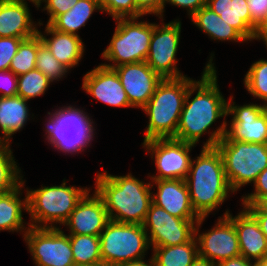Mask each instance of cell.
<instances>
[{
  "label": "cell",
  "mask_w": 267,
  "mask_h": 266,
  "mask_svg": "<svg viewBox=\"0 0 267 266\" xmlns=\"http://www.w3.org/2000/svg\"><path fill=\"white\" fill-rule=\"evenodd\" d=\"M213 56L214 53H211L200 80H195L187 90L175 137L177 140L197 145L200 137L208 131L209 138L203 142V148L216 147L225 136L228 123L227 99L223 97L218 86ZM194 92L195 97L189 100ZM222 117L224 121L221 126L210 132L208 129Z\"/></svg>",
  "instance_id": "1"
},
{
  "label": "cell",
  "mask_w": 267,
  "mask_h": 266,
  "mask_svg": "<svg viewBox=\"0 0 267 266\" xmlns=\"http://www.w3.org/2000/svg\"><path fill=\"white\" fill-rule=\"evenodd\" d=\"M95 191L102 198L112 221L142 225L152 204L151 182L145 183L127 175L99 172Z\"/></svg>",
  "instance_id": "2"
},
{
  "label": "cell",
  "mask_w": 267,
  "mask_h": 266,
  "mask_svg": "<svg viewBox=\"0 0 267 266\" xmlns=\"http://www.w3.org/2000/svg\"><path fill=\"white\" fill-rule=\"evenodd\" d=\"M192 208L199 217H206L233 193L227 181L223 159L216 147L201 148L191 161L185 178Z\"/></svg>",
  "instance_id": "3"
},
{
  "label": "cell",
  "mask_w": 267,
  "mask_h": 266,
  "mask_svg": "<svg viewBox=\"0 0 267 266\" xmlns=\"http://www.w3.org/2000/svg\"><path fill=\"white\" fill-rule=\"evenodd\" d=\"M195 80L165 78L156 87L148 103L142 108L148 116L144 141L156 138H175L189 86Z\"/></svg>",
  "instance_id": "4"
},
{
  "label": "cell",
  "mask_w": 267,
  "mask_h": 266,
  "mask_svg": "<svg viewBox=\"0 0 267 266\" xmlns=\"http://www.w3.org/2000/svg\"><path fill=\"white\" fill-rule=\"evenodd\" d=\"M26 191L27 212L30 214L29 226L58 228L57 223L63 226L77 203L91 189L67 186L64 179L61 185L42 186L34 190L26 188Z\"/></svg>",
  "instance_id": "5"
},
{
  "label": "cell",
  "mask_w": 267,
  "mask_h": 266,
  "mask_svg": "<svg viewBox=\"0 0 267 266\" xmlns=\"http://www.w3.org/2000/svg\"><path fill=\"white\" fill-rule=\"evenodd\" d=\"M47 114L46 140L55 149L68 155L79 154L91 145L95 122L80 107L63 106Z\"/></svg>",
  "instance_id": "6"
},
{
  "label": "cell",
  "mask_w": 267,
  "mask_h": 266,
  "mask_svg": "<svg viewBox=\"0 0 267 266\" xmlns=\"http://www.w3.org/2000/svg\"><path fill=\"white\" fill-rule=\"evenodd\" d=\"M216 148L221 153L225 175L233 193L254 183L267 168V143L220 140Z\"/></svg>",
  "instance_id": "7"
},
{
  "label": "cell",
  "mask_w": 267,
  "mask_h": 266,
  "mask_svg": "<svg viewBox=\"0 0 267 266\" xmlns=\"http://www.w3.org/2000/svg\"><path fill=\"white\" fill-rule=\"evenodd\" d=\"M138 19H115L116 29L109 45L101 54L104 60L113 63L102 65L113 69L122 64L138 63L146 60L154 23L139 21Z\"/></svg>",
  "instance_id": "8"
},
{
  "label": "cell",
  "mask_w": 267,
  "mask_h": 266,
  "mask_svg": "<svg viewBox=\"0 0 267 266\" xmlns=\"http://www.w3.org/2000/svg\"><path fill=\"white\" fill-rule=\"evenodd\" d=\"M102 263L123 265L145 259L150 249L143 225L110 220L99 235Z\"/></svg>",
  "instance_id": "9"
},
{
  "label": "cell",
  "mask_w": 267,
  "mask_h": 266,
  "mask_svg": "<svg viewBox=\"0 0 267 266\" xmlns=\"http://www.w3.org/2000/svg\"><path fill=\"white\" fill-rule=\"evenodd\" d=\"M35 266H75L69 234L59 228L29 226L22 236Z\"/></svg>",
  "instance_id": "10"
},
{
  "label": "cell",
  "mask_w": 267,
  "mask_h": 266,
  "mask_svg": "<svg viewBox=\"0 0 267 266\" xmlns=\"http://www.w3.org/2000/svg\"><path fill=\"white\" fill-rule=\"evenodd\" d=\"M142 145L154 159L158 172L150 180H185L192 161L190 152L196 145L175 138L150 139Z\"/></svg>",
  "instance_id": "11"
},
{
  "label": "cell",
  "mask_w": 267,
  "mask_h": 266,
  "mask_svg": "<svg viewBox=\"0 0 267 266\" xmlns=\"http://www.w3.org/2000/svg\"><path fill=\"white\" fill-rule=\"evenodd\" d=\"M181 35V21L175 19L169 23H154L149 52L145 62L163 79L182 78L178 70L176 53Z\"/></svg>",
  "instance_id": "12"
},
{
  "label": "cell",
  "mask_w": 267,
  "mask_h": 266,
  "mask_svg": "<svg viewBox=\"0 0 267 266\" xmlns=\"http://www.w3.org/2000/svg\"><path fill=\"white\" fill-rule=\"evenodd\" d=\"M198 220L173 216L152 202L142 225L148 235L150 246L154 248L191 241L195 237Z\"/></svg>",
  "instance_id": "13"
},
{
  "label": "cell",
  "mask_w": 267,
  "mask_h": 266,
  "mask_svg": "<svg viewBox=\"0 0 267 266\" xmlns=\"http://www.w3.org/2000/svg\"><path fill=\"white\" fill-rule=\"evenodd\" d=\"M230 97L227 115H232L229 128L221 140H236L249 143H267V106L262 103L236 105Z\"/></svg>",
  "instance_id": "14"
},
{
  "label": "cell",
  "mask_w": 267,
  "mask_h": 266,
  "mask_svg": "<svg viewBox=\"0 0 267 266\" xmlns=\"http://www.w3.org/2000/svg\"><path fill=\"white\" fill-rule=\"evenodd\" d=\"M205 219L206 217H200L195 228L199 256L215 264L241 256L234 223L227 216H219L213 228L199 233Z\"/></svg>",
  "instance_id": "15"
},
{
  "label": "cell",
  "mask_w": 267,
  "mask_h": 266,
  "mask_svg": "<svg viewBox=\"0 0 267 266\" xmlns=\"http://www.w3.org/2000/svg\"><path fill=\"white\" fill-rule=\"evenodd\" d=\"M134 108L142 109L152 97L163 78L145 61L122 64L113 68Z\"/></svg>",
  "instance_id": "16"
},
{
  "label": "cell",
  "mask_w": 267,
  "mask_h": 266,
  "mask_svg": "<svg viewBox=\"0 0 267 266\" xmlns=\"http://www.w3.org/2000/svg\"><path fill=\"white\" fill-rule=\"evenodd\" d=\"M82 89L93 99L113 107L134 108L116 71L102 63L83 76Z\"/></svg>",
  "instance_id": "17"
},
{
  "label": "cell",
  "mask_w": 267,
  "mask_h": 266,
  "mask_svg": "<svg viewBox=\"0 0 267 266\" xmlns=\"http://www.w3.org/2000/svg\"><path fill=\"white\" fill-rule=\"evenodd\" d=\"M88 191L77 203L67 221L63 224L69 234L99 236L110 221L102 198L94 190Z\"/></svg>",
  "instance_id": "18"
},
{
  "label": "cell",
  "mask_w": 267,
  "mask_h": 266,
  "mask_svg": "<svg viewBox=\"0 0 267 266\" xmlns=\"http://www.w3.org/2000/svg\"><path fill=\"white\" fill-rule=\"evenodd\" d=\"M151 187H157L152 192V202L162 207L169 214L181 219H200L192 208L189 191L185 180H151Z\"/></svg>",
  "instance_id": "19"
},
{
  "label": "cell",
  "mask_w": 267,
  "mask_h": 266,
  "mask_svg": "<svg viewBox=\"0 0 267 266\" xmlns=\"http://www.w3.org/2000/svg\"><path fill=\"white\" fill-rule=\"evenodd\" d=\"M223 216L234 223L241 256L251 261L267 257V238L256 219L244 207L236 216H232L228 210Z\"/></svg>",
  "instance_id": "20"
},
{
  "label": "cell",
  "mask_w": 267,
  "mask_h": 266,
  "mask_svg": "<svg viewBox=\"0 0 267 266\" xmlns=\"http://www.w3.org/2000/svg\"><path fill=\"white\" fill-rule=\"evenodd\" d=\"M38 24L32 20L27 1L0 0V37L27 39L38 33Z\"/></svg>",
  "instance_id": "21"
},
{
  "label": "cell",
  "mask_w": 267,
  "mask_h": 266,
  "mask_svg": "<svg viewBox=\"0 0 267 266\" xmlns=\"http://www.w3.org/2000/svg\"><path fill=\"white\" fill-rule=\"evenodd\" d=\"M44 33L38 30L42 42L61 64L69 70L79 64L85 51V45L80 36L57 31L49 24H46ZM48 35L51 37L47 38Z\"/></svg>",
  "instance_id": "22"
},
{
  "label": "cell",
  "mask_w": 267,
  "mask_h": 266,
  "mask_svg": "<svg viewBox=\"0 0 267 266\" xmlns=\"http://www.w3.org/2000/svg\"><path fill=\"white\" fill-rule=\"evenodd\" d=\"M206 6L235 28L247 41L256 39L259 27L251 20L247 0H207Z\"/></svg>",
  "instance_id": "23"
},
{
  "label": "cell",
  "mask_w": 267,
  "mask_h": 266,
  "mask_svg": "<svg viewBox=\"0 0 267 266\" xmlns=\"http://www.w3.org/2000/svg\"><path fill=\"white\" fill-rule=\"evenodd\" d=\"M25 180L13 190L0 193V231L24 232L29 229V223L23 220V211L27 212V191L24 198L21 199L22 189L25 186ZM27 224L28 227H25Z\"/></svg>",
  "instance_id": "24"
},
{
  "label": "cell",
  "mask_w": 267,
  "mask_h": 266,
  "mask_svg": "<svg viewBox=\"0 0 267 266\" xmlns=\"http://www.w3.org/2000/svg\"><path fill=\"white\" fill-rule=\"evenodd\" d=\"M27 100L15 95L10 97L0 96V142L11 143V137L23 129L29 120Z\"/></svg>",
  "instance_id": "25"
},
{
  "label": "cell",
  "mask_w": 267,
  "mask_h": 266,
  "mask_svg": "<svg viewBox=\"0 0 267 266\" xmlns=\"http://www.w3.org/2000/svg\"><path fill=\"white\" fill-rule=\"evenodd\" d=\"M190 18L193 24L212 40L240 43L247 41L235 28L226 23L217 13L206 5L195 12Z\"/></svg>",
  "instance_id": "26"
},
{
  "label": "cell",
  "mask_w": 267,
  "mask_h": 266,
  "mask_svg": "<svg viewBox=\"0 0 267 266\" xmlns=\"http://www.w3.org/2000/svg\"><path fill=\"white\" fill-rule=\"evenodd\" d=\"M99 10V0H79L66 13L57 16L49 25L57 31L79 36L78 30L86 25L93 12Z\"/></svg>",
  "instance_id": "27"
},
{
  "label": "cell",
  "mask_w": 267,
  "mask_h": 266,
  "mask_svg": "<svg viewBox=\"0 0 267 266\" xmlns=\"http://www.w3.org/2000/svg\"><path fill=\"white\" fill-rule=\"evenodd\" d=\"M152 249L155 266H191L199 256L196 237L180 245Z\"/></svg>",
  "instance_id": "28"
},
{
  "label": "cell",
  "mask_w": 267,
  "mask_h": 266,
  "mask_svg": "<svg viewBox=\"0 0 267 266\" xmlns=\"http://www.w3.org/2000/svg\"><path fill=\"white\" fill-rule=\"evenodd\" d=\"M69 239L75 266H97L102 263L99 236L69 234Z\"/></svg>",
  "instance_id": "29"
},
{
  "label": "cell",
  "mask_w": 267,
  "mask_h": 266,
  "mask_svg": "<svg viewBox=\"0 0 267 266\" xmlns=\"http://www.w3.org/2000/svg\"><path fill=\"white\" fill-rule=\"evenodd\" d=\"M14 158L10 143L0 142V193L13 190L22 183V170Z\"/></svg>",
  "instance_id": "30"
},
{
  "label": "cell",
  "mask_w": 267,
  "mask_h": 266,
  "mask_svg": "<svg viewBox=\"0 0 267 266\" xmlns=\"http://www.w3.org/2000/svg\"><path fill=\"white\" fill-rule=\"evenodd\" d=\"M39 48L38 33L30 38L23 39L18 51L12 58L9 70L19 76L36 69L37 51Z\"/></svg>",
  "instance_id": "31"
},
{
  "label": "cell",
  "mask_w": 267,
  "mask_h": 266,
  "mask_svg": "<svg viewBox=\"0 0 267 266\" xmlns=\"http://www.w3.org/2000/svg\"><path fill=\"white\" fill-rule=\"evenodd\" d=\"M243 81L246 90L267 106V60L260 59L254 62Z\"/></svg>",
  "instance_id": "32"
},
{
  "label": "cell",
  "mask_w": 267,
  "mask_h": 266,
  "mask_svg": "<svg viewBox=\"0 0 267 266\" xmlns=\"http://www.w3.org/2000/svg\"><path fill=\"white\" fill-rule=\"evenodd\" d=\"M17 95L27 101L44 95L52 82L39 70L34 69L17 76Z\"/></svg>",
  "instance_id": "33"
},
{
  "label": "cell",
  "mask_w": 267,
  "mask_h": 266,
  "mask_svg": "<svg viewBox=\"0 0 267 266\" xmlns=\"http://www.w3.org/2000/svg\"><path fill=\"white\" fill-rule=\"evenodd\" d=\"M36 69L41 71L52 83L63 79L69 69L61 64L39 37Z\"/></svg>",
  "instance_id": "34"
},
{
  "label": "cell",
  "mask_w": 267,
  "mask_h": 266,
  "mask_svg": "<svg viewBox=\"0 0 267 266\" xmlns=\"http://www.w3.org/2000/svg\"><path fill=\"white\" fill-rule=\"evenodd\" d=\"M101 12L113 18H141L143 14L135 7L134 0H99Z\"/></svg>",
  "instance_id": "35"
},
{
  "label": "cell",
  "mask_w": 267,
  "mask_h": 266,
  "mask_svg": "<svg viewBox=\"0 0 267 266\" xmlns=\"http://www.w3.org/2000/svg\"><path fill=\"white\" fill-rule=\"evenodd\" d=\"M22 40L16 37H0V71L9 70L11 60L17 53Z\"/></svg>",
  "instance_id": "36"
},
{
  "label": "cell",
  "mask_w": 267,
  "mask_h": 266,
  "mask_svg": "<svg viewBox=\"0 0 267 266\" xmlns=\"http://www.w3.org/2000/svg\"><path fill=\"white\" fill-rule=\"evenodd\" d=\"M253 187L254 192L242 196V205L260 204L267 198V168L258 175Z\"/></svg>",
  "instance_id": "37"
},
{
  "label": "cell",
  "mask_w": 267,
  "mask_h": 266,
  "mask_svg": "<svg viewBox=\"0 0 267 266\" xmlns=\"http://www.w3.org/2000/svg\"><path fill=\"white\" fill-rule=\"evenodd\" d=\"M79 0H42L45 2L43 11H47L49 19L47 24H50L57 16L66 13L73 7Z\"/></svg>",
  "instance_id": "38"
},
{
  "label": "cell",
  "mask_w": 267,
  "mask_h": 266,
  "mask_svg": "<svg viewBox=\"0 0 267 266\" xmlns=\"http://www.w3.org/2000/svg\"><path fill=\"white\" fill-rule=\"evenodd\" d=\"M17 75L10 70L0 71V96L10 97L17 95Z\"/></svg>",
  "instance_id": "39"
},
{
  "label": "cell",
  "mask_w": 267,
  "mask_h": 266,
  "mask_svg": "<svg viewBox=\"0 0 267 266\" xmlns=\"http://www.w3.org/2000/svg\"><path fill=\"white\" fill-rule=\"evenodd\" d=\"M251 20L261 27L267 20V0H247Z\"/></svg>",
  "instance_id": "40"
},
{
  "label": "cell",
  "mask_w": 267,
  "mask_h": 266,
  "mask_svg": "<svg viewBox=\"0 0 267 266\" xmlns=\"http://www.w3.org/2000/svg\"><path fill=\"white\" fill-rule=\"evenodd\" d=\"M135 7L143 14H154L158 18L163 19L165 0H134Z\"/></svg>",
  "instance_id": "41"
},
{
  "label": "cell",
  "mask_w": 267,
  "mask_h": 266,
  "mask_svg": "<svg viewBox=\"0 0 267 266\" xmlns=\"http://www.w3.org/2000/svg\"><path fill=\"white\" fill-rule=\"evenodd\" d=\"M207 0H165L164 9L166 3L171 4L173 6L185 8L189 15V18L197 11H199L202 7L206 5Z\"/></svg>",
  "instance_id": "42"
},
{
  "label": "cell",
  "mask_w": 267,
  "mask_h": 266,
  "mask_svg": "<svg viewBox=\"0 0 267 266\" xmlns=\"http://www.w3.org/2000/svg\"><path fill=\"white\" fill-rule=\"evenodd\" d=\"M243 207L256 219L261 231L267 238V210L260 204L243 205Z\"/></svg>",
  "instance_id": "43"
},
{
  "label": "cell",
  "mask_w": 267,
  "mask_h": 266,
  "mask_svg": "<svg viewBox=\"0 0 267 266\" xmlns=\"http://www.w3.org/2000/svg\"><path fill=\"white\" fill-rule=\"evenodd\" d=\"M216 266H254V262L243 256L220 261Z\"/></svg>",
  "instance_id": "44"
},
{
  "label": "cell",
  "mask_w": 267,
  "mask_h": 266,
  "mask_svg": "<svg viewBox=\"0 0 267 266\" xmlns=\"http://www.w3.org/2000/svg\"><path fill=\"white\" fill-rule=\"evenodd\" d=\"M255 40H262L267 49V21L261 27H259Z\"/></svg>",
  "instance_id": "45"
},
{
  "label": "cell",
  "mask_w": 267,
  "mask_h": 266,
  "mask_svg": "<svg viewBox=\"0 0 267 266\" xmlns=\"http://www.w3.org/2000/svg\"><path fill=\"white\" fill-rule=\"evenodd\" d=\"M121 266H155V263H154L153 257H151V259H149V262L148 260L146 261L144 259H141V260L125 263Z\"/></svg>",
  "instance_id": "46"
},
{
  "label": "cell",
  "mask_w": 267,
  "mask_h": 266,
  "mask_svg": "<svg viewBox=\"0 0 267 266\" xmlns=\"http://www.w3.org/2000/svg\"><path fill=\"white\" fill-rule=\"evenodd\" d=\"M191 266H216V264L208 259L198 256Z\"/></svg>",
  "instance_id": "47"
},
{
  "label": "cell",
  "mask_w": 267,
  "mask_h": 266,
  "mask_svg": "<svg viewBox=\"0 0 267 266\" xmlns=\"http://www.w3.org/2000/svg\"><path fill=\"white\" fill-rule=\"evenodd\" d=\"M254 266H267V257L254 261Z\"/></svg>",
  "instance_id": "48"
},
{
  "label": "cell",
  "mask_w": 267,
  "mask_h": 266,
  "mask_svg": "<svg viewBox=\"0 0 267 266\" xmlns=\"http://www.w3.org/2000/svg\"><path fill=\"white\" fill-rule=\"evenodd\" d=\"M16 1H26V0H16ZM27 1H31L32 3H33V5L38 9V8H40L41 6L40 5H42L41 3H42V0H27Z\"/></svg>",
  "instance_id": "49"
},
{
  "label": "cell",
  "mask_w": 267,
  "mask_h": 266,
  "mask_svg": "<svg viewBox=\"0 0 267 266\" xmlns=\"http://www.w3.org/2000/svg\"><path fill=\"white\" fill-rule=\"evenodd\" d=\"M260 205H261L265 210H267V198L264 199V200L260 203Z\"/></svg>",
  "instance_id": "50"
},
{
  "label": "cell",
  "mask_w": 267,
  "mask_h": 266,
  "mask_svg": "<svg viewBox=\"0 0 267 266\" xmlns=\"http://www.w3.org/2000/svg\"><path fill=\"white\" fill-rule=\"evenodd\" d=\"M99 266H121V265L109 264V263H100Z\"/></svg>",
  "instance_id": "51"
}]
</instances>
